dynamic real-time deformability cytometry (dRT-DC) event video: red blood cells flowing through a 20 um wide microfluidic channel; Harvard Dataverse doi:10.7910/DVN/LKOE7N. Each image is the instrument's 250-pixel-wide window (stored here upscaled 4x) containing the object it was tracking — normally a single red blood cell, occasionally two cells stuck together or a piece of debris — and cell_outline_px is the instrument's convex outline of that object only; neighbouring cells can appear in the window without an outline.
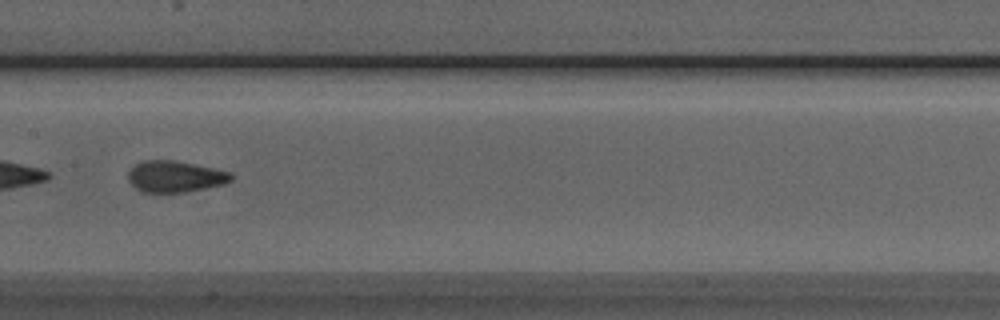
{"species": "Egyptian fruit bat (a non-hibernating species)", "species_latin": "Rousettus aegyptiacus", "temperature_condition": "room temperature", "stored_images_in_passage": 5, "camera_frame_rate_fps": 3000, "um_per_image_px": 0.085, "animal": {"sex": "male"}, "frame": {"image": 1, "passage_image": 5, "time_ms": 1.333, "image_size_px": [1000, 320], "cell_outline_px": [[232, 180], [224, 184], [184, 192], [140, 192], [128, 180], [128, 172], [140, 160], [176, 160], [212, 168], [228, 172], [232, 176]], "centroid_in_image_um": [14.84, 15.0], "position_along_channel_um": 192.6, "area_um2": 18.67}}